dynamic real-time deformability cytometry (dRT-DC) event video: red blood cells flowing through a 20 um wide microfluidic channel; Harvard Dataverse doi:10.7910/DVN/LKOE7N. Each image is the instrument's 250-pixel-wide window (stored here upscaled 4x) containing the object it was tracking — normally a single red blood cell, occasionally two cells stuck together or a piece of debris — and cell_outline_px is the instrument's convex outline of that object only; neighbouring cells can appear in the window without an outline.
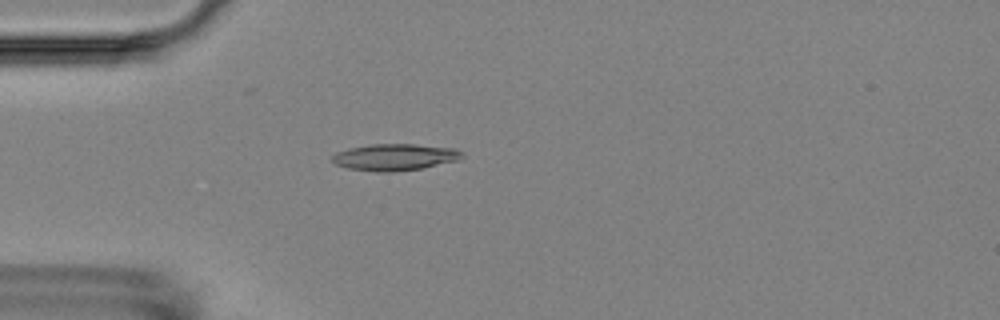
{"species": "Egyptian fruit bat (a non-hibernating species)", "species_latin": "Rousettus aegyptiacus", "temperature_condition": "room temperature", "stored_images_in_passage": 5, "camera_frame_rate_fps": 3000, "um_per_image_px": 0.085, "animal": {"sex": "female"}, "frame": {"image": 1, "passage_image": 5, "time_ms": 4.667, "image_size_px": [1000, 320], "cell_outline_px": [[464, 156], [456, 160], [420, 168], [396, 172], [376, 172], [348, 168], [336, 164], [332, 160], [332, 156], [336, 152], [348, 148], [372, 144], [416, 144], [456, 148], [464, 152]], "centroid_in_image_um": [33.56, 13.35], "position_along_channel_um": 51.4, "area_um2": 20.17}}